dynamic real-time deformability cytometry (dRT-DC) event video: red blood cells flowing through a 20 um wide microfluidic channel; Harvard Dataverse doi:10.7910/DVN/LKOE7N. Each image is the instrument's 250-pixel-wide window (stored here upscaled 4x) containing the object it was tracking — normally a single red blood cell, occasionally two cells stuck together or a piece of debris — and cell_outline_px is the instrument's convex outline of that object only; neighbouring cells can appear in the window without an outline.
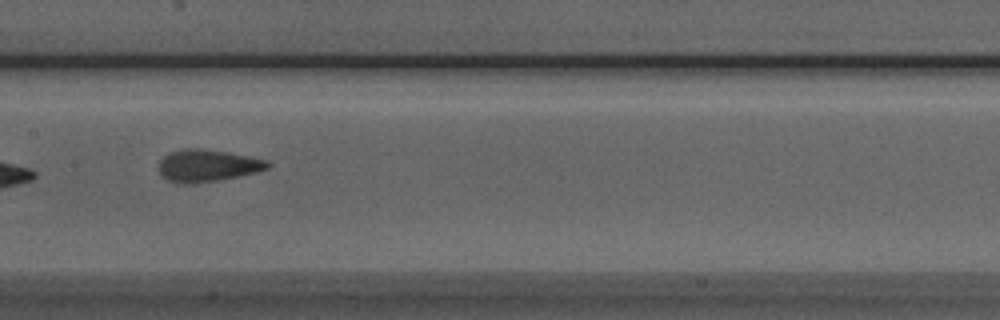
{"species": "Egyptian fruit bat (a non-hibernating species)", "species_latin": "Rousettus aegyptiacus", "temperature_condition": "room temperature", "stored_images_in_passage": 9, "camera_frame_rate_fps": 3000, "um_per_image_px": 0.085, "animal": {"sex": "male"}, "frame": {"image": 1, "passage_image": 8, "time_ms": 8.0, "image_size_px": [1000, 320], "cell_outline_px": [[272, 164], [268, 168], [256, 172], [216, 180], [188, 184], [180, 184], [168, 180], [160, 172], [160, 160], [164, 156], [172, 152], [184, 148], [196, 148], [224, 152], [248, 156], [268, 160]], "centroid_in_image_um": [17.64, 14.07], "position_along_channel_um": 189.8, "area_um2": 19.94}}
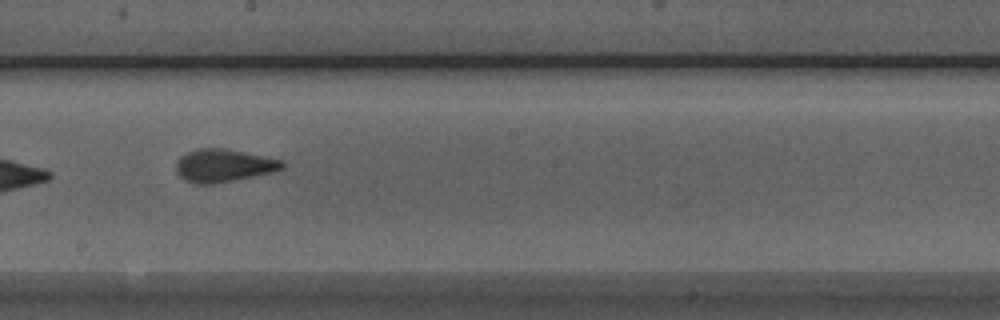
{"frame": {"image": 2, "passage_image": 9, "time_ms": 9.0, "image_size_px": [1000, 320], "cell_outline_px": [[284, 168], [272, 172], [212, 184], [196, 184], [184, 180], [176, 172], [176, 164], [180, 156], [188, 152], [200, 148], [224, 148], [284, 160]], "centroid_in_image_um": [18.99, 14.07], "position_along_channel_um": 229.2, "area_um2": 20.17}}